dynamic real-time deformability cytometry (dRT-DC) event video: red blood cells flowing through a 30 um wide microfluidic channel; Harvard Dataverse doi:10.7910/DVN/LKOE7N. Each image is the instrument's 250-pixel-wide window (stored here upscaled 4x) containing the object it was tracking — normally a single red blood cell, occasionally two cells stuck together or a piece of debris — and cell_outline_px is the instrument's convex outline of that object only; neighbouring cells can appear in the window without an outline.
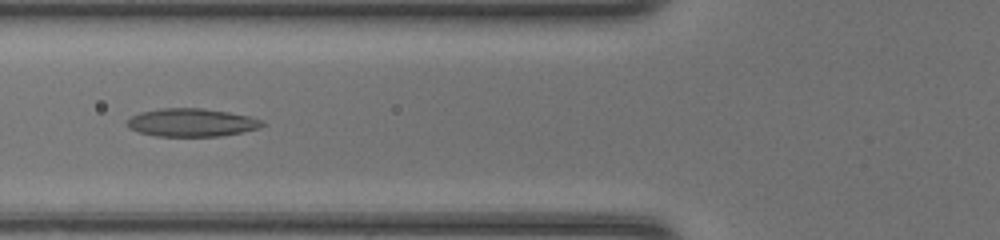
{"species": "common noctule bat (a hibernating species)", "species_latin": "Nyctalus noctula", "temperature_condition": "room temperature", "stored_images_in_passage": 47, "camera_frame_rate_fps": 3000, "um_per_image_px": 0.085, "animal": {"sex": "female", "body_mass_g": 20.0, "forearm_length_mm": 54.0}, "frame": {"image": 1, "passage_image": 18, "time_ms": 5.667, "image_size_px": [1000, 240], "cell_outline_px": [[268, 124], [260, 128], [220, 136], [156, 136], [140, 132], [128, 128], [124, 124], [132, 116], [140, 112], [160, 108], [204, 108], [228, 112], [248, 116], [264, 120]], "centroid_in_image_um": [16.3, 10.41], "position_along_channel_um": 109.5, "area_um2": 22.25}}
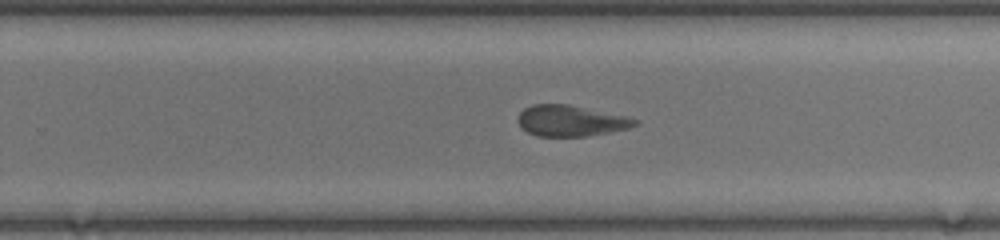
{"frame": {"image": 2, "passage_image": 30, "time_ms": 9.667, "image_size_px": [1000, 240], "cell_outline_px": [[640, 124], [628, 128], [588, 136], [536, 136], [520, 128], [516, 120], [520, 112], [524, 108], [532, 104], [568, 104], [628, 116], [640, 120]], "centroid_in_image_um": [48.51, 10.26], "position_along_channel_um": 281.3, "area_um2": 21.39}}
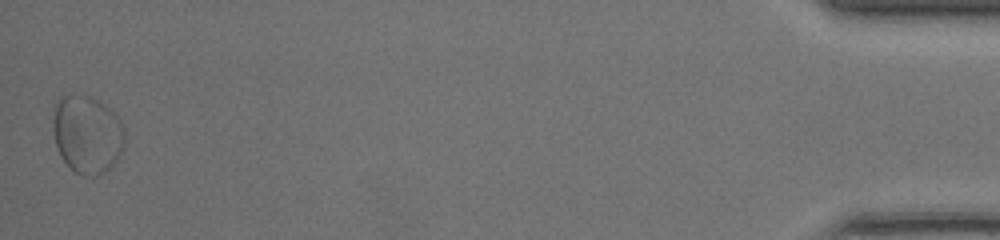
{"frame": {"image": 3, "passage_image": 47, "time_ms": 15.333, "image_size_px": [1000, 240], "cell_outline_px": [[124, 144], [116, 160], [104, 172], [92, 176], [84, 176], [76, 172], [60, 156], [56, 144], [52, 128], [52, 120], [56, 104], [64, 96], [72, 92], [92, 96], [100, 100], [120, 120], [124, 128]], "centroid_in_image_um": [7.39, 11.37], "position_along_channel_um": 427.8, "area_um2": 32.54}, "authors_computed_cell_mechanics": {"area_um2": 21.964, "velocity_mm_per_s": 4.304, "shape_relaxation_time_tau1_ms": 6.5698, "shape_relaxation_time_tau2_ms": 4.3801, "deformation_change_tau1": 0.1536, "deformation_change_tau2": 0.1243}}